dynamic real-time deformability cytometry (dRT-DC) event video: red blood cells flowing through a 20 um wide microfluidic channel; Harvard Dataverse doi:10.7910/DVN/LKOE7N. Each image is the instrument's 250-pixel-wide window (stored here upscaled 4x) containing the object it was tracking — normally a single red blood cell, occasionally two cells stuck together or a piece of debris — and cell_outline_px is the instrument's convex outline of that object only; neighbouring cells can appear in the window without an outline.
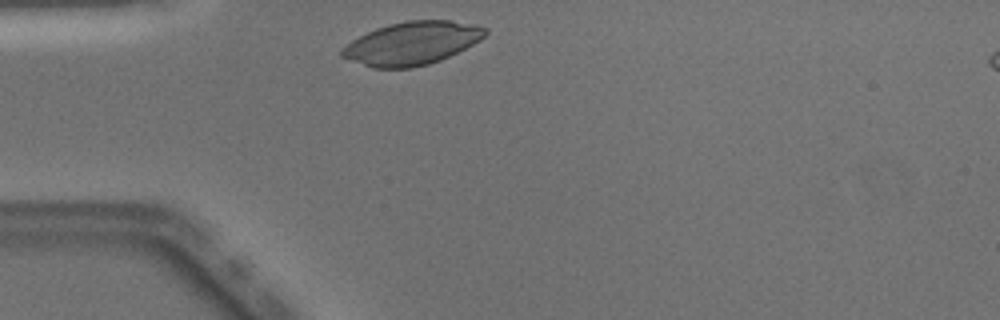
{"species": "Egyptian fruit bat (a non-hibernating species)", "species_latin": "Rousettus aegyptiacus", "temperature_condition": "warm", "stored_images_in_passage": 32, "camera_frame_rate_fps": 3000, "um_per_image_px": 0.085, "animal": {"sex": "male"}, "frame": {"image": 1, "passage_image": 1, "time_ms": 0.0, "image_size_px": [1000, 320], "cell_outline_px": [[488, 32], [480, 40], [440, 60], [428, 64], [412, 68], [372, 68], [340, 56], [340, 48], [352, 40], [376, 28], [388, 24], [408, 20], [452, 20], [476, 24], [488, 28]], "centroid_in_image_um": [35.01, 3.67], "position_along_channel_um": 50.0, "area_um2": 35.95}}
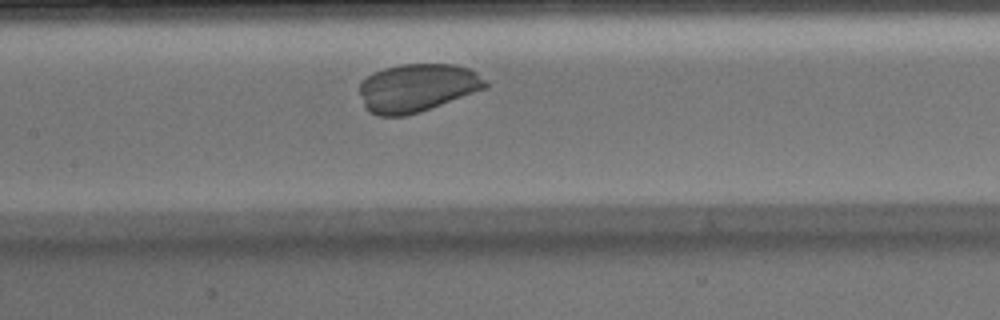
{"frame": {"image": 2, "passage_image": 11, "time_ms": 3.333, "image_size_px": [1000, 320], "cell_outline_px": [[488, 88], [420, 112], [404, 116], [376, 116], [368, 112], [364, 108], [360, 92], [360, 84], [368, 76], [384, 68], [400, 64], [452, 64], [468, 68], [476, 72], [488, 84]], "centroid_in_image_um": [35.46, 7.48], "position_along_channel_um": 171.9, "area_um2": 35.37}}
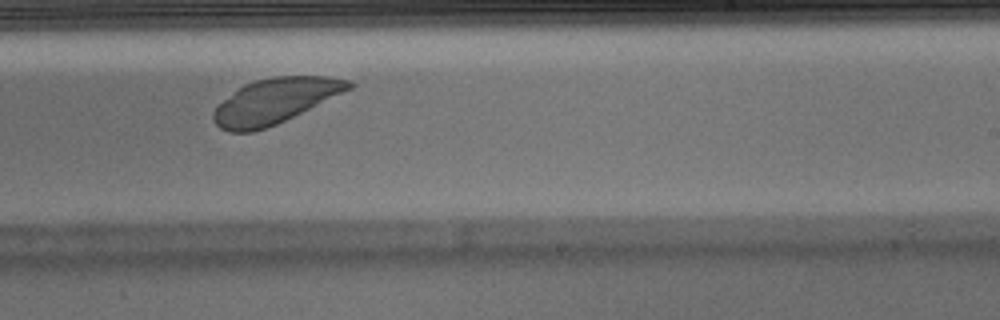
{"frame": {"image": 3, "passage_image": 18, "time_ms": 5.667, "image_size_px": [1000, 320], "cell_outline_px": [[352, 88], [276, 124], [252, 132], [228, 132], [220, 128], [212, 120], [212, 112], [224, 100], [244, 84], [256, 80], [272, 76], [328, 76], [352, 80]], "centroid_in_image_um": [23.36, 8.57], "position_along_channel_um": 265.6, "area_um2": 35.08}}